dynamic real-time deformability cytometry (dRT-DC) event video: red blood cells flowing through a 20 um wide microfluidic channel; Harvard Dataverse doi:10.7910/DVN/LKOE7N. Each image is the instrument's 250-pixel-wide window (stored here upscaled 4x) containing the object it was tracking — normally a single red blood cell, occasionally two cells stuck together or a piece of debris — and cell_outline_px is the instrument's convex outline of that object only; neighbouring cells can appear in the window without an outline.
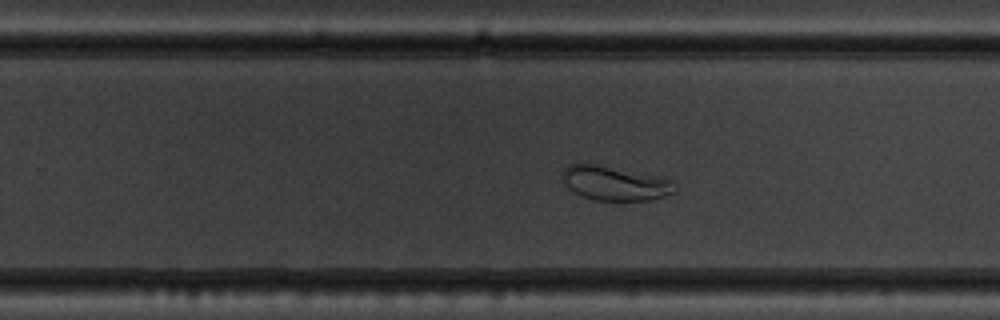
{"species": "common noctule bat (a hibernating species)", "species_latin": "Nyctalus noctula", "temperature_condition": "warm", "stored_images_in_passage": 47, "camera_frame_rate_fps": 3000, "um_per_image_px": 0.085, "animal": {"sex": "male", "body_mass_g": 19.5, "forearm_length_mm": 54.6}, "frame": {"image": 1, "passage_image": 28, "time_ms": 9.0, "image_size_px": [1000, 320], "cell_outline_px": [[676, 192], [664, 196], [648, 200], [592, 200], [580, 196], [572, 192], [560, 180], [560, 176], [564, 168], [568, 164], [596, 164], [656, 176], [672, 180], [676, 188]], "centroid_in_image_um": [52.19, 15.58], "position_along_channel_um": 277.6, "area_um2": 22.6}}
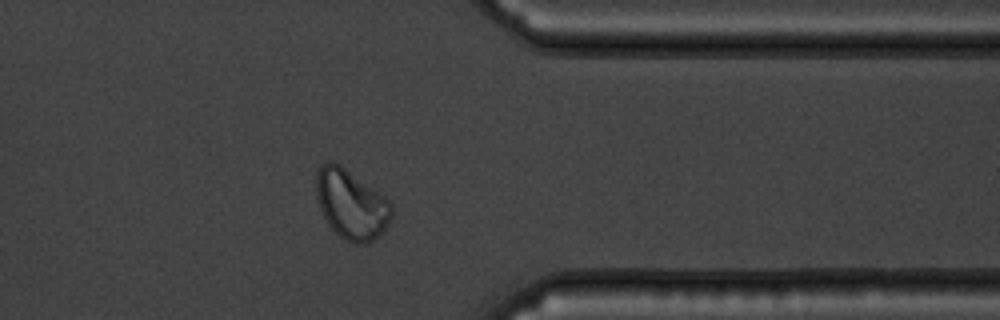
{"frame": {"image": 2, "passage_image": 37, "time_ms": 12.0, "image_size_px": [1000, 320], "cell_outline_px": [[392, 216], [388, 224], [372, 240], [364, 244], [356, 244], [340, 236], [328, 224], [320, 208], [316, 196], [316, 172], [320, 164], [328, 160], [332, 160], [340, 164], [384, 196], [392, 204]], "centroid_in_image_um": [29.82, 17.32], "position_along_channel_um": 381.6, "area_um2": 30.29}}
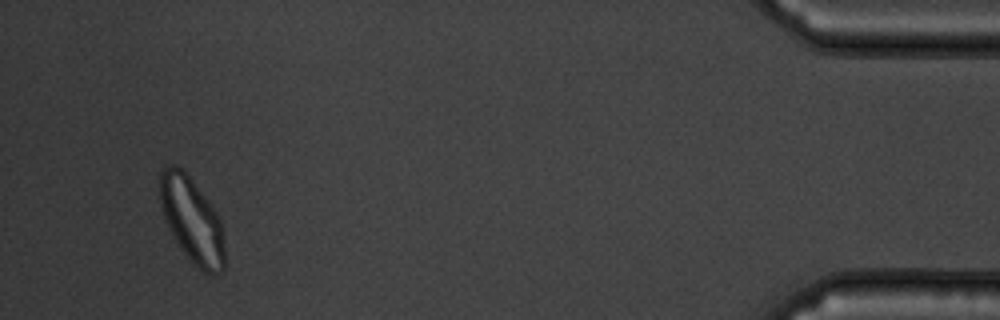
{"frame": {"image": 3, "passage_image": 45, "time_ms": 14.667, "image_size_px": [1000, 320], "cell_outline_px": [[224, 268], [220, 272], [208, 276], [196, 268], [188, 260], [180, 248], [164, 216], [160, 204], [160, 168], [168, 164], [176, 164], [184, 168], [216, 212], [224, 228]], "centroid_in_image_um": [16.32, 18.71], "position_along_channel_um": 418.9, "area_um2": 32.66}}